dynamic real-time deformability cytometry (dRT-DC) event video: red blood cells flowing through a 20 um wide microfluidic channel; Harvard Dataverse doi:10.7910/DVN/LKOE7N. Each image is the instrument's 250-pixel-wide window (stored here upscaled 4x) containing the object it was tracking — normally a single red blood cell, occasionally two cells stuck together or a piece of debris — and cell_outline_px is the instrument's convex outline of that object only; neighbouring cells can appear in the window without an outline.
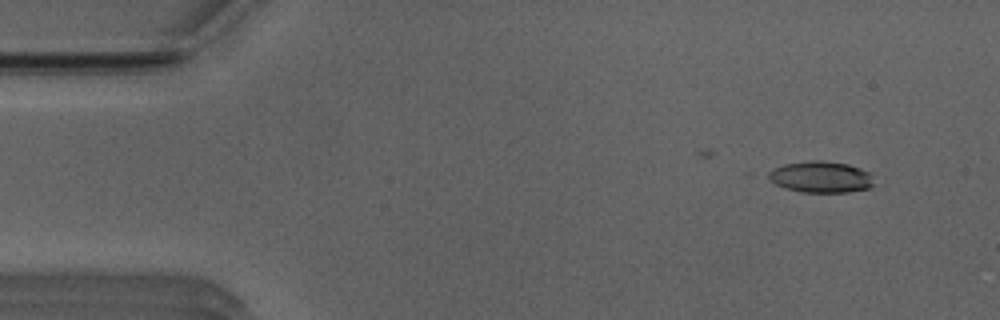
{"species": "Egyptian fruit bat (a non-hibernating species)", "species_latin": "Rousettus aegyptiacus", "temperature_condition": "room temperature", "stored_images_in_passage": 42, "camera_frame_rate_fps": 3000, "um_per_image_px": 0.085, "animal": {"sex": "male"}, "frame": {"image": 1, "passage_image": 4, "time_ms": 1.0, "image_size_px": [1000, 320], "cell_outline_px": [[876, 184], [868, 188], [848, 192], [800, 192], [784, 188], [776, 184], [768, 176], [768, 172], [772, 168], [784, 164], [812, 160], [820, 160], [848, 164], [860, 168], [868, 172], [872, 176]], "centroid_in_image_um": [69.78, 15.04], "position_along_channel_um": 15.2, "area_um2": 19.36}}
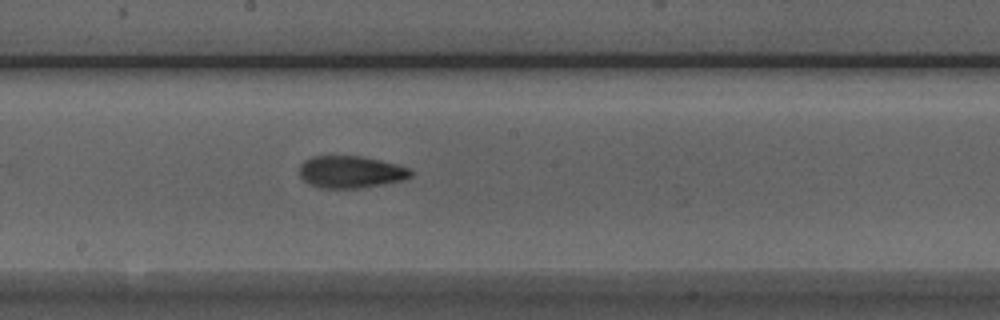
{"frame": {"image": 2, "passage_image": 27, "time_ms": 8.667, "image_size_px": [1000, 320], "cell_outline_px": [[412, 176], [404, 180], [364, 188], [320, 188], [308, 184], [300, 176], [300, 164], [304, 160], [312, 156], [360, 156], [380, 160], [396, 164], [408, 168], [412, 172]], "centroid_in_image_um": [29.8, 14.62], "position_along_channel_um": 218.4, "area_um2": 20.98}}
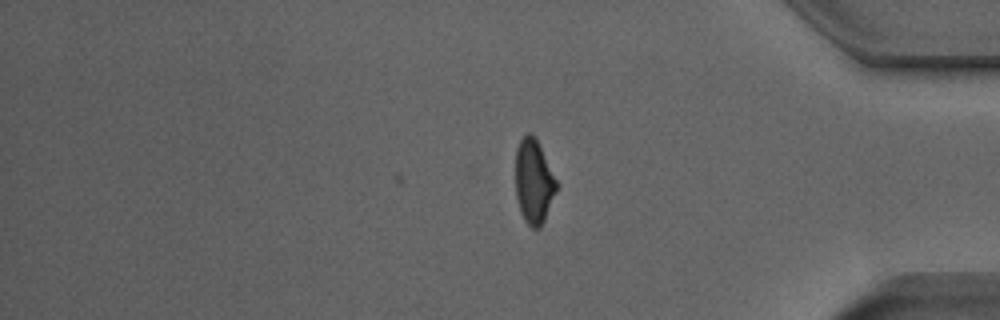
{"frame": {"image": 3, "passage_image": 42, "time_ms": 13.667, "image_size_px": [1000, 320], "cell_outline_px": [[560, 184], [544, 220], [540, 228], [532, 228], [524, 220], [520, 212], [516, 196], [516, 148], [520, 140], [528, 132], [536, 140]], "centroid_in_image_um": [45.39, 15.47], "position_along_channel_um": 389.8, "area_um2": 20.11}, "authors_computed_cell_mechanics": {"area_um2": 20.1722, "velocity_mm_per_s": 3.9481, "shape_relaxation_time_tau1_ms": 7.9454, "shape_relaxation_time_tau2_ms": 2.5698, "deformation_change_tau1": 0.2058, "deformation_change_tau2": 0.1086}}